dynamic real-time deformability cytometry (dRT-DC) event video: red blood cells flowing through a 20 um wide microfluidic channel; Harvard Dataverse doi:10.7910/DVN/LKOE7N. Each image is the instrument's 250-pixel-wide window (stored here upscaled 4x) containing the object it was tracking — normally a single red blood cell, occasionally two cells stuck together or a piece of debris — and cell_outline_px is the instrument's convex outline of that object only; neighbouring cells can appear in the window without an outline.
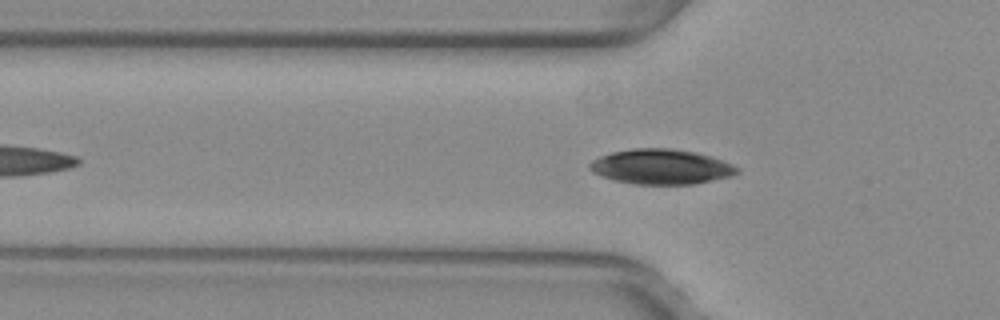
{"species": "common noctule bat (a hibernating species)", "species_latin": "Nyctalus noctula", "temperature_condition": "warm", "stored_images_in_passage": 41, "camera_frame_rate_fps": 3000, "um_per_image_px": 0.085, "animal": {"sex": "female", "body_mass_g": 29.2, "forearm_length_mm": 56.3}, "frame": {"image": 1, "passage_image": 9, "time_ms": 2.667, "image_size_px": [1000, 320], "cell_outline_px": [[740, 172], [732, 176], [696, 184], [632, 184], [612, 180], [592, 172], [588, 168], [588, 164], [592, 160], [600, 156], [612, 152], [632, 148], [668, 148], [696, 152], [712, 156], [732, 164], [740, 168]], "centroid_in_image_um": [56.2, 14.17], "position_along_channel_um": 69.6, "area_um2": 30.4}}
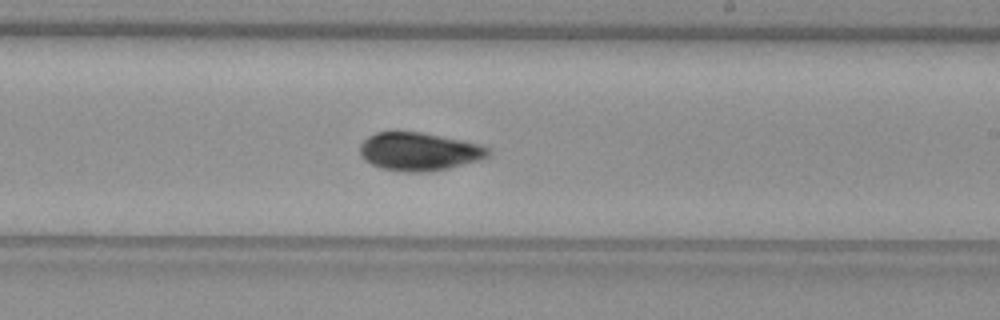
{"frame": {"image": 2, "passage_image": 23, "time_ms": 7.333, "image_size_px": [1000, 320], "cell_outline_px": [[492, 152], [488, 156], [480, 160], [448, 168], [428, 172], [404, 172], [380, 168], [364, 160], [360, 156], [360, 144], [368, 136], [376, 132], [396, 128], [420, 132], [460, 140], [476, 144], [488, 148]], "centroid_in_image_um": [35.54, 12.85], "position_along_channel_um": 253.5, "area_um2": 29.02}}
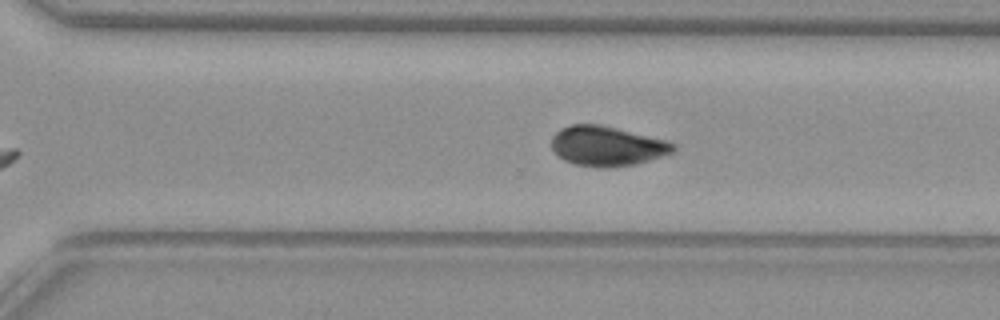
{"frame": {"image": 3, "passage_image": 28, "time_ms": 9.0, "image_size_px": [1000, 320], "cell_outline_px": [[676, 148], [672, 152], [636, 164], [608, 168], [596, 168], [572, 164], [556, 156], [552, 148], [552, 136], [560, 128], [572, 124], [600, 124], [668, 140], [676, 144]], "centroid_in_image_um": [51.56, 12.42], "position_along_channel_um": 319.0, "area_um2": 28.55}, "authors_computed_cell_mechanics": {"area_um2": 28.7266, "velocity_mm_per_s": 3.9408, "shape_relaxation_time_tau1_ms": null, "shape_relaxation_time_tau2_ms": 1.7692, "deformation_change_tau1": null, "deformation_change_tau2": 0.0442}}